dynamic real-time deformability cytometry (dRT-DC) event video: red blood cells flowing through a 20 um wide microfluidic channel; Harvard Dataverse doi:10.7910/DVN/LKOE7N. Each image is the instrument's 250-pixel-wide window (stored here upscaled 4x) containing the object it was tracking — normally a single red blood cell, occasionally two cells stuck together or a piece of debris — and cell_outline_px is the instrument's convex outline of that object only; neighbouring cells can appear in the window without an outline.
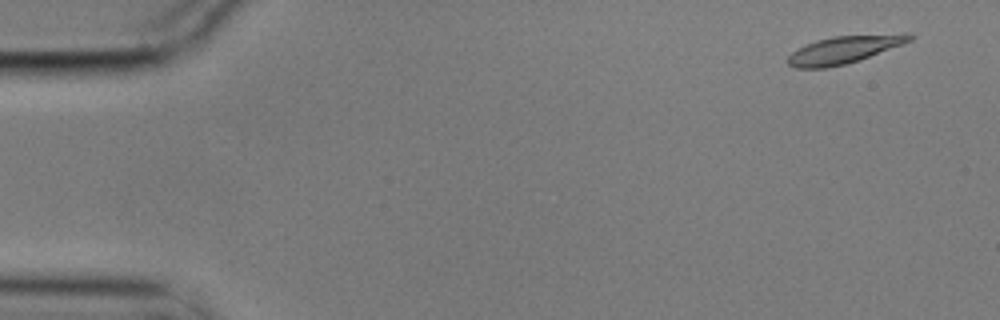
{"species": "common noctule bat (a hibernating species)", "species_latin": "Nyctalus noctula", "temperature_condition": "cold", "stored_images_in_passage": 4, "camera_frame_rate_fps": 3000, "um_per_image_px": 0.085, "animal": {"sex": "male", "body_mass_g": 17.9}, "frame": {"image": 1, "passage_image": 1, "time_ms": 0.0, "image_size_px": [1000, 320], "cell_outline_px": [[916, 36], [912, 40], [860, 60], [828, 68], [796, 68], [788, 64], [788, 56], [792, 52], [816, 40], [832, 36], [904, 32], [908, 32]], "centroid_in_image_um": [71.83, 4.19], "position_along_channel_um": 13.2, "area_um2": 19.71}}
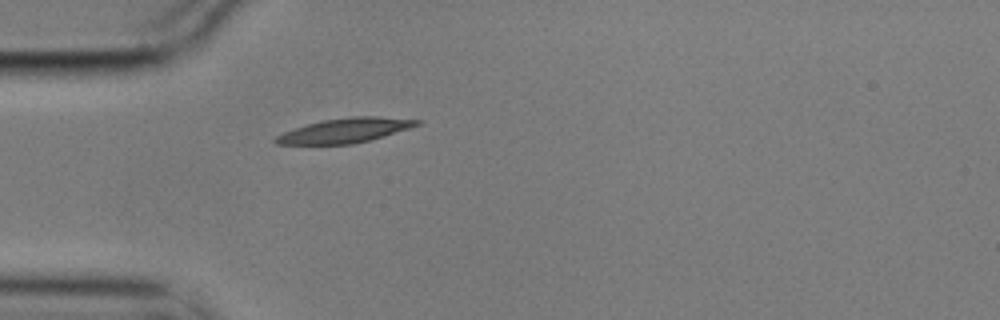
{"frame": {"image": 2, "passage_image": 4, "time_ms": 1.0, "image_size_px": [1000, 320], "cell_outline_px": [[424, 120], [420, 124], [384, 136], [352, 144], [276, 144], [272, 140], [276, 136], [284, 132], [308, 124], [324, 120], [352, 116], [376, 116]], "centroid_in_image_um": [29.34, 11.08], "position_along_channel_um": 55.7, "area_um2": 19.94}}